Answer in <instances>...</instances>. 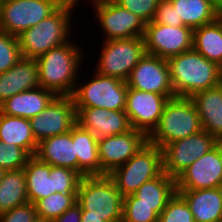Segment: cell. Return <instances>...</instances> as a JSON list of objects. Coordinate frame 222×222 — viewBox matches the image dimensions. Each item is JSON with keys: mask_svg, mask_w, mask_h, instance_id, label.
I'll return each instance as SVG.
<instances>
[{"mask_svg": "<svg viewBox=\"0 0 222 222\" xmlns=\"http://www.w3.org/2000/svg\"><path fill=\"white\" fill-rule=\"evenodd\" d=\"M98 25L105 33V41L143 37L146 23L131 11L120 7L113 0L90 2Z\"/></svg>", "mask_w": 222, "mask_h": 222, "instance_id": "8fae6325", "label": "cell"}, {"mask_svg": "<svg viewBox=\"0 0 222 222\" xmlns=\"http://www.w3.org/2000/svg\"><path fill=\"white\" fill-rule=\"evenodd\" d=\"M77 123L98 139L122 134L132 129L125 110L97 107H75Z\"/></svg>", "mask_w": 222, "mask_h": 222, "instance_id": "ac0fdd59", "label": "cell"}, {"mask_svg": "<svg viewBox=\"0 0 222 222\" xmlns=\"http://www.w3.org/2000/svg\"><path fill=\"white\" fill-rule=\"evenodd\" d=\"M37 218L34 204L27 202L0 214V222H34Z\"/></svg>", "mask_w": 222, "mask_h": 222, "instance_id": "74e56055", "label": "cell"}, {"mask_svg": "<svg viewBox=\"0 0 222 222\" xmlns=\"http://www.w3.org/2000/svg\"><path fill=\"white\" fill-rule=\"evenodd\" d=\"M68 41L47 51L36 60L40 87L56 96H72L78 82L85 50ZM80 68V69H79Z\"/></svg>", "mask_w": 222, "mask_h": 222, "instance_id": "6da1fadb", "label": "cell"}, {"mask_svg": "<svg viewBox=\"0 0 222 222\" xmlns=\"http://www.w3.org/2000/svg\"><path fill=\"white\" fill-rule=\"evenodd\" d=\"M5 173H6V170L0 168V181L3 178V176L5 175Z\"/></svg>", "mask_w": 222, "mask_h": 222, "instance_id": "bcb514c9", "label": "cell"}, {"mask_svg": "<svg viewBox=\"0 0 222 222\" xmlns=\"http://www.w3.org/2000/svg\"><path fill=\"white\" fill-rule=\"evenodd\" d=\"M152 22L175 27L185 26L183 23H177L175 8L168 0L160 1Z\"/></svg>", "mask_w": 222, "mask_h": 222, "instance_id": "f35d334b", "label": "cell"}, {"mask_svg": "<svg viewBox=\"0 0 222 222\" xmlns=\"http://www.w3.org/2000/svg\"><path fill=\"white\" fill-rule=\"evenodd\" d=\"M147 54L168 59L193 49V29L169 26L150 21L143 35Z\"/></svg>", "mask_w": 222, "mask_h": 222, "instance_id": "7c38bea8", "label": "cell"}, {"mask_svg": "<svg viewBox=\"0 0 222 222\" xmlns=\"http://www.w3.org/2000/svg\"><path fill=\"white\" fill-rule=\"evenodd\" d=\"M122 222H158L154 207L136 204V198L130 194L123 200Z\"/></svg>", "mask_w": 222, "mask_h": 222, "instance_id": "d6a6232c", "label": "cell"}, {"mask_svg": "<svg viewBox=\"0 0 222 222\" xmlns=\"http://www.w3.org/2000/svg\"><path fill=\"white\" fill-rule=\"evenodd\" d=\"M28 201H36L53 194V166L33 155L23 168Z\"/></svg>", "mask_w": 222, "mask_h": 222, "instance_id": "484cf974", "label": "cell"}, {"mask_svg": "<svg viewBox=\"0 0 222 222\" xmlns=\"http://www.w3.org/2000/svg\"><path fill=\"white\" fill-rule=\"evenodd\" d=\"M219 141L202 129L162 148L163 171L177 178L186 168L213 149Z\"/></svg>", "mask_w": 222, "mask_h": 222, "instance_id": "30bf717a", "label": "cell"}, {"mask_svg": "<svg viewBox=\"0 0 222 222\" xmlns=\"http://www.w3.org/2000/svg\"><path fill=\"white\" fill-rule=\"evenodd\" d=\"M35 156L51 166L71 168L78 172V158L71 130L38 143Z\"/></svg>", "mask_w": 222, "mask_h": 222, "instance_id": "603a6c76", "label": "cell"}, {"mask_svg": "<svg viewBox=\"0 0 222 222\" xmlns=\"http://www.w3.org/2000/svg\"><path fill=\"white\" fill-rule=\"evenodd\" d=\"M60 4H68L71 5V0H57Z\"/></svg>", "mask_w": 222, "mask_h": 222, "instance_id": "ee69618b", "label": "cell"}, {"mask_svg": "<svg viewBox=\"0 0 222 222\" xmlns=\"http://www.w3.org/2000/svg\"><path fill=\"white\" fill-rule=\"evenodd\" d=\"M34 222H51V220H47V219H44V218H40V217H37Z\"/></svg>", "mask_w": 222, "mask_h": 222, "instance_id": "7bdbcfd3", "label": "cell"}, {"mask_svg": "<svg viewBox=\"0 0 222 222\" xmlns=\"http://www.w3.org/2000/svg\"><path fill=\"white\" fill-rule=\"evenodd\" d=\"M218 187H222V142H219L176 178V190Z\"/></svg>", "mask_w": 222, "mask_h": 222, "instance_id": "9a60e30c", "label": "cell"}, {"mask_svg": "<svg viewBox=\"0 0 222 222\" xmlns=\"http://www.w3.org/2000/svg\"><path fill=\"white\" fill-rule=\"evenodd\" d=\"M124 197L108 175L83 176L76 202L82 214L100 217L105 222H122Z\"/></svg>", "mask_w": 222, "mask_h": 222, "instance_id": "277c9868", "label": "cell"}, {"mask_svg": "<svg viewBox=\"0 0 222 222\" xmlns=\"http://www.w3.org/2000/svg\"><path fill=\"white\" fill-rule=\"evenodd\" d=\"M191 99L197 108L202 128L222 142V84L197 92Z\"/></svg>", "mask_w": 222, "mask_h": 222, "instance_id": "7402d4cb", "label": "cell"}, {"mask_svg": "<svg viewBox=\"0 0 222 222\" xmlns=\"http://www.w3.org/2000/svg\"><path fill=\"white\" fill-rule=\"evenodd\" d=\"M212 6L219 12H222V0H210Z\"/></svg>", "mask_w": 222, "mask_h": 222, "instance_id": "b9f144b4", "label": "cell"}, {"mask_svg": "<svg viewBox=\"0 0 222 222\" xmlns=\"http://www.w3.org/2000/svg\"><path fill=\"white\" fill-rule=\"evenodd\" d=\"M176 97L191 98L195 93L222 82V68L191 49L167 59Z\"/></svg>", "mask_w": 222, "mask_h": 222, "instance_id": "7a4b0ae2", "label": "cell"}, {"mask_svg": "<svg viewBox=\"0 0 222 222\" xmlns=\"http://www.w3.org/2000/svg\"><path fill=\"white\" fill-rule=\"evenodd\" d=\"M71 135L78 158V172L82 176H101L98 138L78 123L71 128Z\"/></svg>", "mask_w": 222, "mask_h": 222, "instance_id": "cb8c5ba5", "label": "cell"}, {"mask_svg": "<svg viewBox=\"0 0 222 222\" xmlns=\"http://www.w3.org/2000/svg\"><path fill=\"white\" fill-rule=\"evenodd\" d=\"M56 95L42 87L17 93L0 104V113L31 119L40 114Z\"/></svg>", "mask_w": 222, "mask_h": 222, "instance_id": "44dd1931", "label": "cell"}, {"mask_svg": "<svg viewBox=\"0 0 222 222\" xmlns=\"http://www.w3.org/2000/svg\"><path fill=\"white\" fill-rule=\"evenodd\" d=\"M126 84L140 91L175 96L167 59L147 53L131 71Z\"/></svg>", "mask_w": 222, "mask_h": 222, "instance_id": "2e32d148", "label": "cell"}, {"mask_svg": "<svg viewBox=\"0 0 222 222\" xmlns=\"http://www.w3.org/2000/svg\"><path fill=\"white\" fill-rule=\"evenodd\" d=\"M177 14V23L192 29L214 22L220 17L210 0H168Z\"/></svg>", "mask_w": 222, "mask_h": 222, "instance_id": "83f0119b", "label": "cell"}, {"mask_svg": "<svg viewBox=\"0 0 222 222\" xmlns=\"http://www.w3.org/2000/svg\"><path fill=\"white\" fill-rule=\"evenodd\" d=\"M176 96H164L128 87L125 113L133 129L147 136L157 126L166 102Z\"/></svg>", "mask_w": 222, "mask_h": 222, "instance_id": "e0dca14e", "label": "cell"}, {"mask_svg": "<svg viewBox=\"0 0 222 222\" xmlns=\"http://www.w3.org/2000/svg\"><path fill=\"white\" fill-rule=\"evenodd\" d=\"M57 0H1L0 30L18 36L52 14Z\"/></svg>", "mask_w": 222, "mask_h": 222, "instance_id": "9c48e42d", "label": "cell"}, {"mask_svg": "<svg viewBox=\"0 0 222 222\" xmlns=\"http://www.w3.org/2000/svg\"><path fill=\"white\" fill-rule=\"evenodd\" d=\"M81 222H105L100 217L81 215Z\"/></svg>", "mask_w": 222, "mask_h": 222, "instance_id": "60d3db41", "label": "cell"}, {"mask_svg": "<svg viewBox=\"0 0 222 222\" xmlns=\"http://www.w3.org/2000/svg\"><path fill=\"white\" fill-rule=\"evenodd\" d=\"M0 141L25 149L31 156L36 154L38 148L29 119L2 113H0Z\"/></svg>", "mask_w": 222, "mask_h": 222, "instance_id": "4316f807", "label": "cell"}, {"mask_svg": "<svg viewBox=\"0 0 222 222\" xmlns=\"http://www.w3.org/2000/svg\"><path fill=\"white\" fill-rule=\"evenodd\" d=\"M188 204L194 222L222 220V187L198 190H176Z\"/></svg>", "mask_w": 222, "mask_h": 222, "instance_id": "ffe728a7", "label": "cell"}, {"mask_svg": "<svg viewBox=\"0 0 222 222\" xmlns=\"http://www.w3.org/2000/svg\"><path fill=\"white\" fill-rule=\"evenodd\" d=\"M103 42L95 71L126 81L139 60L146 54L143 37Z\"/></svg>", "mask_w": 222, "mask_h": 222, "instance_id": "ba28073f", "label": "cell"}, {"mask_svg": "<svg viewBox=\"0 0 222 222\" xmlns=\"http://www.w3.org/2000/svg\"><path fill=\"white\" fill-rule=\"evenodd\" d=\"M21 57L18 38L0 30V74L12 68Z\"/></svg>", "mask_w": 222, "mask_h": 222, "instance_id": "836d02e7", "label": "cell"}, {"mask_svg": "<svg viewBox=\"0 0 222 222\" xmlns=\"http://www.w3.org/2000/svg\"><path fill=\"white\" fill-rule=\"evenodd\" d=\"M162 172V149L147 143L108 176L113 180L120 194L125 197L136 192L143 183L158 177Z\"/></svg>", "mask_w": 222, "mask_h": 222, "instance_id": "8992f818", "label": "cell"}, {"mask_svg": "<svg viewBox=\"0 0 222 222\" xmlns=\"http://www.w3.org/2000/svg\"><path fill=\"white\" fill-rule=\"evenodd\" d=\"M82 177L71 168L53 166V193H77Z\"/></svg>", "mask_w": 222, "mask_h": 222, "instance_id": "e575fe53", "label": "cell"}, {"mask_svg": "<svg viewBox=\"0 0 222 222\" xmlns=\"http://www.w3.org/2000/svg\"><path fill=\"white\" fill-rule=\"evenodd\" d=\"M28 201L23 169L6 171L0 181V214Z\"/></svg>", "mask_w": 222, "mask_h": 222, "instance_id": "f546056e", "label": "cell"}, {"mask_svg": "<svg viewBox=\"0 0 222 222\" xmlns=\"http://www.w3.org/2000/svg\"><path fill=\"white\" fill-rule=\"evenodd\" d=\"M193 49L222 68V18L193 29Z\"/></svg>", "mask_w": 222, "mask_h": 222, "instance_id": "f1b7e54d", "label": "cell"}, {"mask_svg": "<svg viewBox=\"0 0 222 222\" xmlns=\"http://www.w3.org/2000/svg\"><path fill=\"white\" fill-rule=\"evenodd\" d=\"M30 157L25 149L0 141V168L6 171L23 169Z\"/></svg>", "mask_w": 222, "mask_h": 222, "instance_id": "d590c367", "label": "cell"}, {"mask_svg": "<svg viewBox=\"0 0 222 222\" xmlns=\"http://www.w3.org/2000/svg\"><path fill=\"white\" fill-rule=\"evenodd\" d=\"M148 136L136 129L98 139V153L101 175H108L117 167L125 164L143 146Z\"/></svg>", "mask_w": 222, "mask_h": 222, "instance_id": "5bb4252c", "label": "cell"}, {"mask_svg": "<svg viewBox=\"0 0 222 222\" xmlns=\"http://www.w3.org/2000/svg\"><path fill=\"white\" fill-rule=\"evenodd\" d=\"M79 1H81V0H71V5L74 6V7H75V6H78V5H75V4H78ZM89 1L92 2V1H96V0H89Z\"/></svg>", "mask_w": 222, "mask_h": 222, "instance_id": "f6af8a7d", "label": "cell"}, {"mask_svg": "<svg viewBox=\"0 0 222 222\" xmlns=\"http://www.w3.org/2000/svg\"><path fill=\"white\" fill-rule=\"evenodd\" d=\"M120 7L131 11L145 23L153 20L161 0H113Z\"/></svg>", "mask_w": 222, "mask_h": 222, "instance_id": "8d00e7d4", "label": "cell"}, {"mask_svg": "<svg viewBox=\"0 0 222 222\" xmlns=\"http://www.w3.org/2000/svg\"><path fill=\"white\" fill-rule=\"evenodd\" d=\"M40 87L35 59L21 57L8 71L0 74V104L17 93Z\"/></svg>", "mask_w": 222, "mask_h": 222, "instance_id": "d6986e66", "label": "cell"}, {"mask_svg": "<svg viewBox=\"0 0 222 222\" xmlns=\"http://www.w3.org/2000/svg\"><path fill=\"white\" fill-rule=\"evenodd\" d=\"M81 214H82L81 207L76 202L61 216L51 220V222H81Z\"/></svg>", "mask_w": 222, "mask_h": 222, "instance_id": "ab89813d", "label": "cell"}, {"mask_svg": "<svg viewBox=\"0 0 222 222\" xmlns=\"http://www.w3.org/2000/svg\"><path fill=\"white\" fill-rule=\"evenodd\" d=\"M91 78L85 83L82 82L83 85L77 82L71 96L75 107L125 110L128 92L126 81L96 71Z\"/></svg>", "mask_w": 222, "mask_h": 222, "instance_id": "52a82bcc", "label": "cell"}, {"mask_svg": "<svg viewBox=\"0 0 222 222\" xmlns=\"http://www.w3.org/2000/svg\"><path fill=\"white\" fill-rule=\"evenodd\" d=\"M175 193L176 179L163 171L158 177L143 183L132 195L136 198V204L154 207V212L159 216Z\"/></svg>", "mask_w": 222, "mask_h": 222, "instance_id": "d4e9b609", "label": "cell"}, {"mask_svg": "<svg viewBox=\"0 0 222 222\" xmlns=\"http://www.w3.org/2000/svg\"><path fill=\"white\" fill-rule=\"evenodd\" d=\"M37 143L68 133L77 123L76 108L71 96H56L38 115L29 119Z\"/></svg>", "mask_w": 222, "mask_h": 222, "instance_id": "4fadbf2b", "label": "cell"}, {"mask_svg": "<svg viewBox=\"0 0 222 222\" xmlns=\"http://www.w3.org/2000/svg\"><path fill=\"white\" fill-rule=\"evenodd\" d=\"M74 8L61 4L47 18L18 35L22 57L37 59L50 49L70 41Z\"/></svg>", "mask_w": 222, "mask_h": 222, "instance_id": "3957f363", "label": "cell"}, {"mask_svg": "<svg viewBox=\"0 0 222 222\" xmlns=\"http://www.w3.org/2000/svg\"><path fill=\"white\" fill-rule=\"evenodd\" d=\"M158 222H194V217L185 199L176 192L158 216Z\"/></svg>", "mask_w": 222, "mask_h": 222, "instance_id": "1f68e13d", "label": "cell"}, {"mask_svg": "<svg viewBox=\"0 0 222 222\" xmlns=\"http://www.w3.org/2000/svg\"><path fill=\"white\" fill-rule=\"evenodd\" d=\"M197 108L191 98H170L163 109L157 126L148 135V143L163 148L173 141L184 139L201 131Z\"/></svg>", "mask_w": 222, "mask_h": 222, "instance_id": "5b68a950", "label": "cell"}, {"mask_svg": "<svg viewBox=\"0 0 222 222\" xmlns=\"http://www.w3.org/2000/svg\"><path fill=\"white\" fill-rule=\"evenodd\" d=\"M77 193L55 192L34 203L37 217L53 220L76 203Z\"/></svg>", "mask_w": 222, "mask_h": 222, "instance_id": "4dcf8cb0", "label": "cell"}]
</instances>
